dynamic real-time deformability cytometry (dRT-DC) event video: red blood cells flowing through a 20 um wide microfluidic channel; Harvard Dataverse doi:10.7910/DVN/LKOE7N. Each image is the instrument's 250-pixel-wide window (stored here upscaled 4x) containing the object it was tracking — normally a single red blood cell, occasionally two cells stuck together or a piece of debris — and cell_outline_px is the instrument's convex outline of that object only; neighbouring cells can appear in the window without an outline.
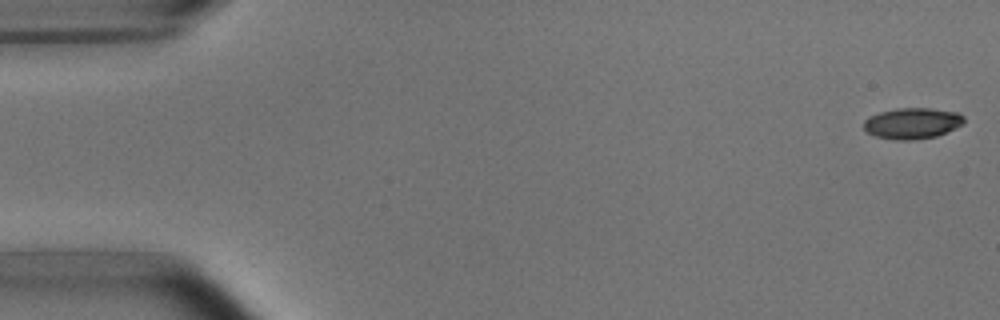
{"species": "common noctule bat (a hibernating species)", "species_latin": "Nyctalus noctula", "temperature_condition": "room temperature", "stored_images_in_passage": 5, "camera_frame_rate_fps": 3000, "um_per_image_px": 0.085, "animal": {"sex": "male", "body_mass_g": 15.6}, "frame": {"image": 1, "passage_image": 1, "time_ms": 0.0, "image_size_px": [1000, 320], "cell_outline_px": [[964, 124], [936, 136], [908, 140], [896, 140], [876, 136], [868, 132], [864, 128], [864, 120], [868, 116], [880, 112], [896, 108], [932, 108], [960, 112], [964, 116]], "centroid_in_image_um": [77.56, 10.46], "position_along_channel_um": 7.4, "area_um2": 18.15}}
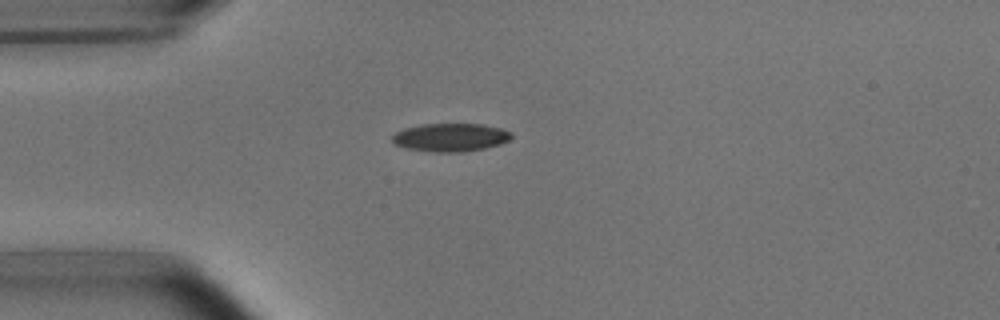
{"frame": {"image": 2, "passage_image": 5, "time_ms": 4.333, "image_size_px": [1000, 320], "cell_outline_px": [[512, 136], [508, 140], [500, 144], [484, 148], [464, 152], [432, 152], [404, 148], [396, 144], [392, 140], [392, 136], [396, 132], [404, 128], [424, 124], [480, 124], [500, 128], [512, 132]], "centroid_in_image_um": [38.28, 11.68], "position_along_channel_um": 46.7, "area_um2": 19.54}}